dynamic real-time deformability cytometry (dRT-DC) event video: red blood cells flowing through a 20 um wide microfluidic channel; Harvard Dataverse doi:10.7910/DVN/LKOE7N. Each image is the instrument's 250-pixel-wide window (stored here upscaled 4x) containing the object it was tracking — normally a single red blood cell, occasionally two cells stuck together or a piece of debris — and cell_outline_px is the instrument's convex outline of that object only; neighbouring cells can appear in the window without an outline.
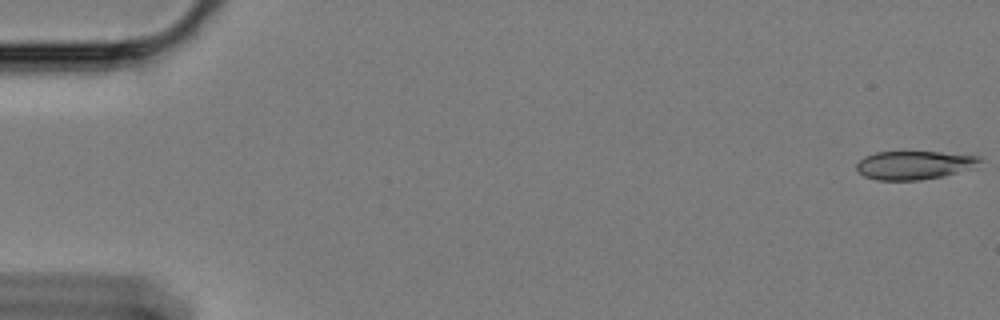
{"species": "Egyptian fruit bat (a non-hibernating species)", "species_latin": "Rousettus aegyptiacus", "temperature_condition": "cold", "stored_images_in_passage": 60, "camera_frame_rate_fps": 3000, "um_per_image_px": 0.085, "animal": {"sex": "female"}, "frame": {"image": 1, "passage_image": 1, "time_ms": 0.0, "image_size_px": [1000, 320], "cell_outline_px": [[980, 160], [976, 168], [944, 176], [920, 180], [876, 180], [864, 176], [856, 168], [856, 164], [864, 156], [876, 152], [940, 152], [980, 156]], "centroid_in_image_um": [77.73, 14.04], "position_along_channel_um": 7.3, "area_um2": 20.58}}
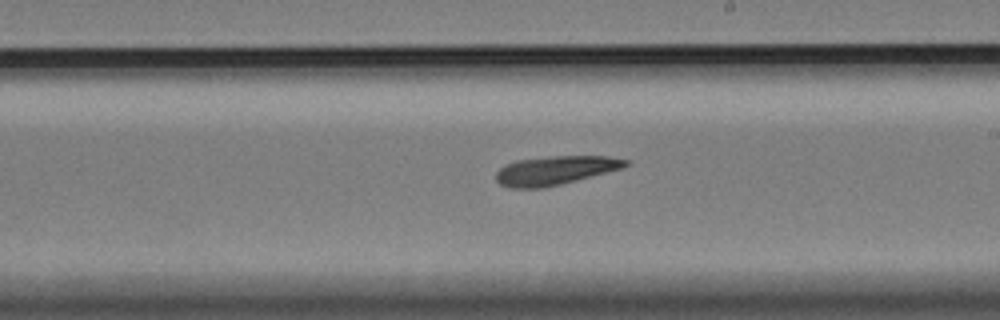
{"frame": {"image": 2, "passage_image": 35, "time_ms": 11.333, "image_size_px": [1000, 320], "cell_outline_px": [[628, 164], [624, 168], [544, 188], [508, 188], [500, 184], [496, 180], [496, 172], [500, 168], [516, 160], [552, 156], [608, 156], [628, 160]], "centroid_in_image_um": [47.18, 14.48], "position_along_channel_um": 241.8, "area_um2": 21.68}}
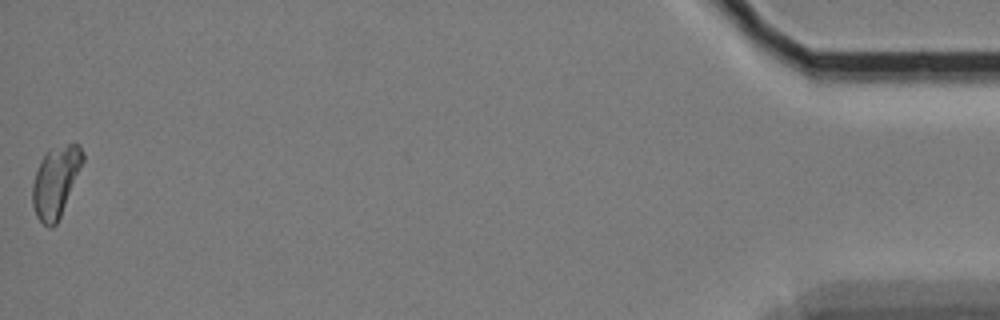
{"frame": {"image": 3, "passage_image": 60, "time_ms": 19.667, "image_size_px": [1000, 320], "cell_outline_px": [[84, 160], [60, 216], [56, 224], [52, 228], [48, 228], [36, 216], [32, 204], [32, 184], [40, 160], [48, 152], [68, 144], [80, 144], [84, 156]], "centroid_in_image_um": [4.72, 15.48], "position_along_channel_um": 430.5, "area_um2": 20.23}, "authors_computed_cell_mechanics": {"area_um2": 21.5883, "velocity_mm_per_s": 3.3736, "shape_relaxation_time_tau1_ms": 7.6352, "shape_relaxation_time_tau2_ms": null, "deformation_change_tau1": 0.1595, "deformation_change_tau2": null}}